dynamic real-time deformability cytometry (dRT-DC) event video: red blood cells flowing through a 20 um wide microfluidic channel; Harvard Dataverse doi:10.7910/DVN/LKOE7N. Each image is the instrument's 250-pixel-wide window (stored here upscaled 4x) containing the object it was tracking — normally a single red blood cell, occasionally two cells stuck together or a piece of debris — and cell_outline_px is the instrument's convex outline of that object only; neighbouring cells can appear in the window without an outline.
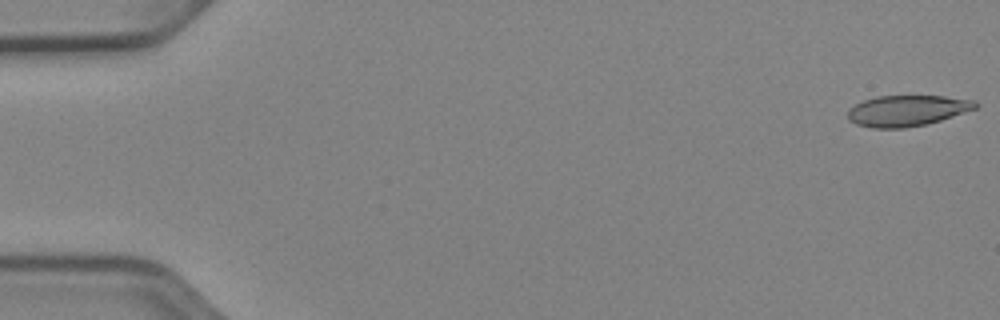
{"species": "Egyptian fruit bat (a non-hibernating species)", "species_latin": "Rousettus aegyptiacus", "temperature_condition": "cold", "stored_images_in_passage": 51, "camera_frame_rate_fps": 3000, "um_per_image_px": 0.085, "animal": {"sex": "female"}, "frame": {"image": 1, "passage_image": 1, "time_ms": 0.0, "image_size_px": [1000, 320], "cell_outline_px": [[980, 104], [976, 108], [940, 120], [924, 124], [904, 128], [872, 128], [856, 124], [848, 120], [848, 108], [864, 100], [880, 96], [944, 96], [976, 100]], "centroid_in_image_um": [77.1, 9.4], "position_along_channel_um": 7.9, "area_um2": 22.89}}
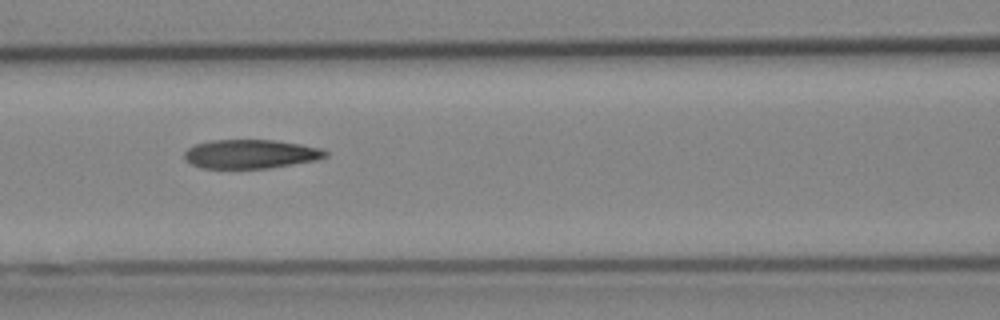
{"frame": {"image": 2, "passage_image": 23, "time_ms": 7.333, "image_size_px": [1000, 320], "cell_outline_px": [[328, 156], [316, 160], [268, 168], [200, 168], [192, 164], [184, 156], [184, 152], [188, 148], [196, 144], [212, 140], [272, 140], [300, 144], [320, 148], [328, 152]], "centroid_in_image_um": [21.31, 13.09], "position_along_channel_um": 145.3, "area_um2": 23.58}}
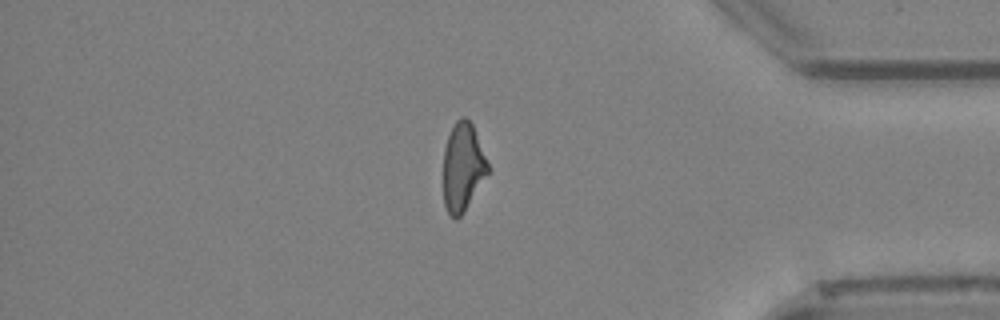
{"frame": {"image": 3, "passage_image": 44, "time_ms": 14.333, "image_size_px": [1000, 320], "cell_outline_px": [[488, 172], [464, 212], [456, 220], [448, 212], [444, 204], [444, 148], [448, 136], [456, 120], [460, 116], [464, 116], [472, 124], [488, 164]], "centroid_in_image_um": [39.32, 14.2], "position_along_channel_um": 395.9, "area_um2": 22.43}}